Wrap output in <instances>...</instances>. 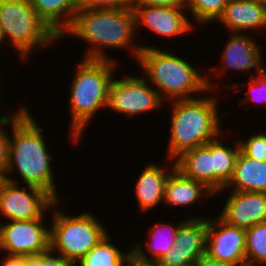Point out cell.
Segmentation results:
<instances>
[{"label": "cell", "instance_id": "obj_1", "mask_svg": "<svg viewBox=\"0 0 266 266\" xmlns=\"http://www.w3.org/2000/svg\"><path fill=\"white\" fill-rule=\"evenodd\" d=\"M11 123L13 140L8 137V165L6 173L17 167L26 185L35 186L48 192L57 200L52 169L41 128L37 126L28 111L22 107L16 112ZM13 166V167H12Z\"/></svg>", "mask_w": 266, "mask_h": 266}, {"label": "cell", "instance_id": "obj_2", "mask_svg": "<svg viewBox=\"0 0 266 266\" xmlns=\"http://www.w3.org/2000/svg\"><path fill=\"white\" fill-rule=\"evenodd\" d=\"M87 52L84 61L79 64L70 94L74 140H78L101 105L108 107L109 86L115 65V61L107 58L102 49L93 47Z\"/></svg>", "mask_w": 266, "mask_h": 266}, {"label": "cell", "instance_id": "obj_3", "mask_svg": "<svg viewBox=\"0 0 266 266\" xmlns=\"http://www.w3.org/2000/svg\"><path fill=\"white\" fill-rule=\"evenodd\" d=\"M216 104L214 98L175 100L171 115L170 159L186 150L203 146L219 135Z\"/></svg>", "mask_w": 266, "mask_h": 266}, {"label": "cell", "instance_id": "obj_4", "mask_svg": "<svg viewBox=\"0 0 266 266\" xmlns=\"http://www.w3.org/2000/svg\"><path fill=\"white\" fill-rule=\"evenodd\" d=\"M148 79L175 100L193 99L192 92L214 89L187 61L151 47L134 48ZM213 88H212V87Z\"/></svg>", "mask_w": 266, "mask_h": 266}, {"label": "cell", "instance_id": "obj_5", "mask_svg": "<svg viewBox=\"0 0 266 266\" xmlns=\"http://www.w3.org/2000/svg\"><path fill=\"white\" fill-rule=\"evenodd\" d=\"M135 26L136 16L129 6L117 9H79L66 32L91 42L95 47L124 48L130 46Z\"/></svg>", "mask_w": 266, "mask_h": 266}, {"label": "cell", "instance_id": "obj_6", "mask_svg": "<svg viewBox=\"0 0 266 266\" xmlns=\"http://www.w3.org/2000/svg\"><path fill=\"white\" fill-rule=\"evenodd\" d=\"M0 26L22 57L33 46L45 47L59 37L36 14L30 0H0Z\"/></svg>", "mask_w": 266, "mask_h": 266}, {"label": "cell", "instance_id": "obj_7", "mask_svg": "<svg viewBox=\"0 0 266 266\" xmlns=\"http://www.w3.org/2000/svg\"><path fill=\"white\" fill-rule=\"evenodd\" d=\"M52 222L50 249H58L73 266L106 235L104 227L89 213L71 218L57 211Z\"/></svg>", "mask_w": 266, "mask_h": 266}, {"label": "cell", "instance_id": "obj_8", "mask_svg": "<svg viewBox=\"0 0 266 266\" xmlns=\"http://www.w3.org/2000/svg\"><path fill=\"white\" fill-rule=\"evenodd\" d=\"M13 179L5 176L0 179V211L11 220H33L44 218L43 210L57 201L45 190L28 185L18 189Z\"/></svg>", "mask_w": 266, "mask_h": 266}, {"label": "cell", "instance_id": "obj_9", "mask_svg": "<svg viewBox=\"0 0 266 266\" xmlns=\"http://www.w3.org/2000/svg\"><path fill=\"white\" fill-rule=\"evenodd\" d=\"M42 220H11L0 226V249L13 256L47 252L50 249V230L41 225Z\"/></svg>", "mask_w": 266, "mask_h": 266}, {"label": "cell", "instance_id": "obj_10", "mask_svg": "<svg viewBox=\"0 0 266 266\" xmlns=\"http://www.w3.org/2000/svg\"><path fill=\"white\" fill-rule=\"evenodd\" d=\"M144 78L126 77L112 80L109 86L108 106L117 112L134 116L151 111L162 103V92L150 88Z\"/></svg>", "mask_w": 266, "mask_h": 266}, {"label": "cell", "instance_id": "obj_11", "mask_svg": "<svg viewBox=\"0 0 266 266\" xmlns=\"http://www.w3.org/2000/svg\"><path fill=\"white\" fill-rule=\"evenodd\" d=\"M208 219L192 218L179 224L175 243L153 266H189L206 254Z\"/></svg>", "mask_w": 266, "mask_h": 266}, {"label": "cell", "instance_id": "obj_12", "mask_svg": "<svg viewBox=\"0 0 266 266\" xmlns=\"http://www.w3.org/2000/svg\"><path fill=\"white\" fill-rule=\"evenodd\" d=\"M206 242L210 243H206V255L209 257L233 265L246 266L245 229L229 225L220 217L218 222L209 219Z\"/></svg>", "mask_w": 266, "mask_h": 266}, {"label": "cell", "instance_id": "obj_13", "mask_svg": "<svg viewBox=\"0 0 266 266\" xmlns=\"http://www.w3.org/2000/svg\"><path fill=\"white\" fill-rule=\"evenodd\" d=\"M225 202L220 218L243 229L266 222V193L233 191Z\"/></svg>", "mask_w": 266, "mask_h": 266}, {"label": "cell", "instance_id": "obj_14", "mask_svg": "<svg viewBox=\"0 0 266 266\" xmlns=\"http://www.w3.org/2000/svg\"><path fill=\"white\" fill-rule=\"evenodd\" d=\"M185 6H143L134 9L136 24L142 22L156 34L176 36L192 29L191 23L181 10Z\"/></svg>", "mask_w": 266, "mask_h": 266}, {"label": "cell", "instance_id": "obj_15", "mask_svg": "<svg viewBox=\"0 0 266 266\" xmlns=\"http://www.w3.org/2000/svg\"><path fill=\"white\" fill-rule=\"evenodd\" d=\"M175 168L185 177L203 183L213 193V140L182 152Z\"/></svg>", "mask_w": 266, "mask_h": 266}, {"label": "cell", "instance_id": "obj_16", "mask_svg": "<svg viewBox=\"0 0 266 266\" xmlns=\"http://www.w3.org/2000/svg\"><path fill=\"white\" fill-rule=\"evenodd\" d=\"M232 31L266 26V9L257 0H230L218 18Z\"/></svg>", "mask_w": 266, "mask_h": 266}, {"label": "cell", "instance_id": "obj_17", "mask_svg": "<svg viewBox=\"0 0 266 266\" xmlns=\"http://www.w3.org/2000/svg\"><path fill=\"white\" fill-rule=\"evenodd\" d=\"M30 1L36 14L59 38L63 37L64 31L71 26L76 12L80 9L79 0ZM61 16H66V18Z\"/></svg>", "mask_w": 266, "mask_h": 266}, {"label": "cell", "instance_id": "obj_18", "mask_svg": "<svg viewBox=\"0 0 266 266\" xmlns=\"http://www.w3.org/2000/svg\"><path fill=\"white\" fill-rule=\"evenodd\" d=\"M229 39L223 55L224 67L235 70L248 71L253 67L262 74L265 69L260 66V51L251 38L241 35H234Z\"/></svg>", "mask_w": 266, "mask_h": 266}, {"label": "cell", "instance_id": "obj_19", "mask_svg": "<svg viewBox=\"0 0 266 266\" xmlns=\"http://www.w3.org/2000/svg\"><path fill=\"white\" fill-rule=\"evenodd\" d=\"M231 184L235 186L234 191L266 193V161L252 159L240 150L227 186Z\"/></svg>", "mask_w": 266, "mask_h": 266}, {"label": "cell", "instance_id": "obj_20", "mask_svg": "<svg viewBox=\"0 0 266 266\" xmlns=\"http://www.w3.org/2000/svg\"><path fill=\"white\" fill-rule=\"evenodd\" d=\"M170 174L155 164L148 165L141 173L136 183V195L140 209L143 212L164 200L165 185Z\"/></svg>", "mask_w": 266, "mask_h": 266}, {"label": "cell", "instance_id": "obj_21", "mask_svg": "<svg viewBox=\"0 0 266 266\" xmlns=\"http://www.w3.org/2000/svg\"><path fill=\"white\" fill-rule=\"evenodd\" d=\"M173 171L169 175L164 193V201L172 205H191L203 196V192L206 194H213L203 183L195 181L194 179L183 176L176 168L175 163ZM174 172V173H173ZM205 189V191H202Z\"/></svg>", "mask_w": 266, "mask_h": 266}, {"label": "cell", "instance_id": "obj_22", "mask_svg": "<svg viewBox=\"0 0 266 266\" xmlns=\"http://www.w3.org/2000/svg\"><path fill=\"white\" fill-rule=\"evenodd\" d=\"M163 228L167 230L169 229L168 233L163 232L164 230ZM178 228L179 226L174 228L173 226L170 225L167 226L163 224L162 225L157 224L155 228L152 230L151 242L150 244H147L148 250L154 255L152 256L153 259L151 258L150 260V258L146 257V255H144L143 253L144 251H142L140 245H138L133 249V251H131L132 261L138 265L153 266L161 257H163L166 253L171 251L176 240V234ZM166 233L167 235L164 237L163 234L165 235ZM152 241L154 244L152 243Z\"/></svg>", "mask_w": 266, "mask_h": 266}, {"label": "cell", "instance_id": "obj_23", "mask_svg": "<svg viewBox=\"0 0 266 266\" xmlns=\"http://www.w3.org/2000/svg\"><path fill=\"white\" fill-rule=\"evenodd\" d=\"M236 146L232 150L213 139V194L225 188L233 176L235 161L240 152L239 142Z\"/></svg>", "mask_w": 266, "mask_h": 266}, {"label": "cell", "instance_id": "obj_24", "mask_svg": "<svg viewBox=\"0 0 266 266\" xmlns=\"http://www.w3.org/2000/svg\"><path fill=\"white\" fill-rule=\"evenodd\" d=\"M106 234L97 245H95L85 256L80 260V266H123L132 261V254H122L119 249L114 247L108 241Z\"/></svg>", "mask_w": 266, "mask_h": 266}, {"label": "cell", "instance_id": "obj_25", "mask_svg": "<svg viewBox=\"0 0 266 266\" xmlns=\"http://www.w3.org/2000/svg\"><path fill=\"white\" fill-rule=\"evenodd\" d=\"M246 266H254L252 261L266 263V222L245 229ZM252 259V261H251Z\"/></svg>", "mask_w": 266, "mask_h": 266}, {"label": "cell", "instance_id": "obj_26", "mask_svg": "<svg viewBox=\"0 0 266 266\" xmlns=\"http://www.w3.org/2000/svg\"><path fill=\"white\" fill-rule=\"evenodd\" d=\"M230 0H183L184 6L191 7L193 15L199 22H209L222 15Z\"/></svg>", "mask_w": 266, "mask_h": 266}, {"label": "cell", "instance_id": "obj_27", "mask_svg": "<svg viewBox=\"0 0 266 266\" xmlns=\"http://www.w3.org/2000/svg\"><path fill=\"white\" fill-rule=\"evenodd\" d=\"M240 150L248 157L266 161V134L253 135L247 141H239Z\"/></svg>", "mask_w": 266, "mask_h": 266}, {"label": "cell", "instance_id": "obj_28", "mask_svg": "<svg viewBox=\"0 0 266 266\" xmlns=\"http://www.w3.org/2000/svg\"><path fill=\"white\" fill-rule=\"evenodd\" d=\"M51 252L52 250L49 249L42 254L26 256V266H73L61 255L54 257Z\"/></svg>", "mask_w": 266, "mask_h": 266}, {"label": "cell", "instance_id": "obj_29", "mask_svg": "<svg viewBox=\"0 0 266 266\" xmlns=\"http://www.w3.org/2000/svg\"><path fill=\"white\" fill-rule=\"evenodd\" d=\"M11 123V117L8 115L4 116L0 120V127L8 125ZM2 128H0V179H3L6 174V169L8 165V136L6 135Z\"/></svg>", "mask_w": 266, "mask_h": 266}, {"label": "cell", "instance_id": "obj_30", "mask_svg": "<svg viewBox=\"0 0 266 266\" xmlns=\"http://www.w3.org/2000/svg\"><path fill=\"white\" fill-rule=\"evenodd\" d=\"M129 0H79L80 9H117L128 6Z\"/></svg>", "mask_w": 266, "mask_h": 266}, {"label": "cell", "instance_id": "obj_31", "mask_svg": "<svg viewBox=\"0 0 266 266\" xmlns=\"http://www.w3.org/2000/svg\"><path fill=\"white\" fill-rule=\"evenodd\" d=\"M128 6L134 10L135 8L143 6H184V3L183 0H129Z\"/></svg>", "mask_w": 266, "mask_h": 266}, {"label": "cell", "instance_id": "obj_32", "mask_svg": "<svg viewBox=\"0 0 266 266\" xmlns=\"http://www.w3.org/2000/svg\"><path fill=\"white\" fill-rule=\"evenodd\" d=\"M258 76V78H256V79H253V83H252V81H251V83H249L250 84V86H249V91L247 92V93H250V95L252 94V92L253 91H256L257 92V90L258 91H263V92H265L266 91V71H264L262 74H258L257 75ZM263 92H260V93H258V94H260L261 95V93L263 94ZM257 94V95H258ZM264 95V94H263ZM256 96V95H255ZM261 97V96H260ZM258 99H260L259 97L258 98H254L253 96H251V99H249V100H252V101H262L263 103L265 102L266 103V92H265V97L263 96L260 100H258Z\"/></svg>", "mask_w": 266, "mask_h": 266}, {"label": "cell", "instance_id": "obj_33", "mask_svg": "<svg viewBox=\"0 0 266 266\" xmlns=\"http://www.w3.org/2000/svg\"><path fill=\"white\" fill-rule=\"evenodd\" d=\"M196 263L198 266H238L213 259L206 254H204Z\"/></svg>", "mask_w": 266, "mask_h": 266}, {"label": "cell", "instance_id": "obj_34", "mask_svg": "<svg viewBox=\"0 0 266 266\" xmlns=\"http://www.w3.org/2000/svg\"><path fill=\"white\" fill-rule=\"evenodd\" d=\"M2 266H26V256L8 255Z\"/></svg>", "mask_w": 266, "mask_h": 266}, {"label": "cell", "instance_id": "obj_35", "mask_svg": "<svg viewBox=\"0 0 266 266\" xmlns=\"http://www.w3.org/2000/svg\"><path fill=\"white\" fill-rule=\"evenodd\" d=\"M257 2L266 9V0H257Z\"/></svg>", "mask_w": 266, "mask_h": 266}, {"label": "cell", "instance_id": "obj_36", "mask_svg": "<svg viewBox=\"0 0 266 266\" xmlns=\"http://www.w3.org/2000/svg\"><path fill=\"white\" fill-rule=\"evenodd\" d=\"M3 39H5V38H4V36H3L2 28H1V26H0V45H2L1 43L3 42Z\"/></svg>", "mask_w": 266, "mask_h": 266}, {"label": "cell", "instance_id": "obj_37", "mask_svg": "<svg viewBox=\"0 0 266 266\" xmlns=\"http://www.w3.org/2000/svg\"><path fill=\"white\" fill-rule=\"evenodd\" d=\"M129 266H148V265H138L135 264L133 261L129 262Z\"/></svg>", "mask_w": 266, "mask_h": 266}, {"label": "cell", "instance_id": "obj_38", "mask_svg": "<svg viewBox=\"0 0 266 266\" xmlns=\"http://www.w3.org/2000/svg\"><path fill=\"white\" fill-rule=\"evenodd\" d=\"M189 266H198V264H197V263H195V264H192V265H189Z\"/></svg>", "mask_w": 266, "mask_h": 266}]
</instances>
